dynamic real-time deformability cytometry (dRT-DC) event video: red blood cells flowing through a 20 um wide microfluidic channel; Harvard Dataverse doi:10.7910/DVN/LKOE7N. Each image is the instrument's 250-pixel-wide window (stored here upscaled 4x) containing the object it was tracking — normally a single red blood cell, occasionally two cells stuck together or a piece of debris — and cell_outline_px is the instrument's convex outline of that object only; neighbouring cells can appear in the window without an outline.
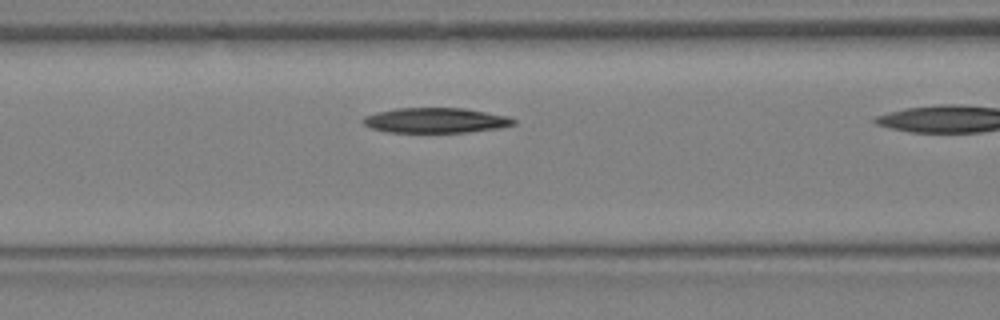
{"species": "Egyptian fruit bat (a non-hibernating species)", "species_latin": "Rousettus aegyptiacus", "temperature_condition": "warm", "stored_images_in_passage": 7, "camera_frame_rate_fps": 3000, "um_per_image_px": 0.085, "animal": {"sex": "female"}, "frame": {"image": 1, "passage_image": 6, "time_ms": 1.667, "image_size_px": [1000, 320], "cell_outline_px": [[516, 124], [500, 128], [468, 132], [388, 132], [372, 128], [364, 124], [360, 120], [364, 116], [396, 108], [464, 108], [508, 116], [516, 120]], "centroid_in_image_um": [37.06, 10.23], "position_along_channel_um": 129.5, "area_um2": 21.96}}